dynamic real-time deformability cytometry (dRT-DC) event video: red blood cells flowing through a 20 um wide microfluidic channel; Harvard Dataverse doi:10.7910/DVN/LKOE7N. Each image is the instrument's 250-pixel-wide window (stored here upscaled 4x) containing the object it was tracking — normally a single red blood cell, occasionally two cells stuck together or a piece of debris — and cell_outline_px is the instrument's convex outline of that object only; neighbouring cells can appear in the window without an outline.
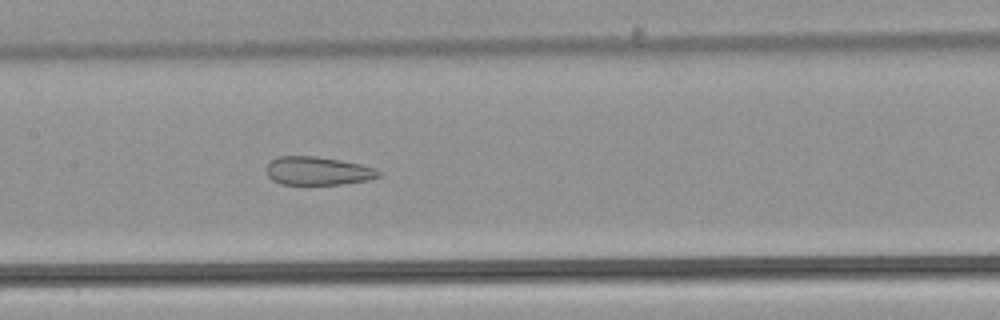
{"species": "common noctule bat (a hibernating species)", "species_latin": "Nyctalus noctula", "temperature_condition": "warm", "stored_images_in_passage": 53, "camera_frame_rate_fps": 3000, "um_per_image_px": 0.085, "animal": {"sex": "male", "body_mass_g": 21.5, "forearm_length_mm": 52.0}, "frame": {"image": 1, "passage_image": 26, "time_ms": 8.333, "image_size_px": [1000, 320], "cell_outline_px": [[380, 176], [368, 180], [340, 184], [280, 184], [272, 180], [268, 176], [264, 168], [272, 160], [280, 156], [316, 156], [340, 160], [360, 164], [372, 168], [380, 172]], "centroid_in_image_um": [26.96, 14.53], "position_along_channel_um": 180.4, "area_um2": 18.44}}
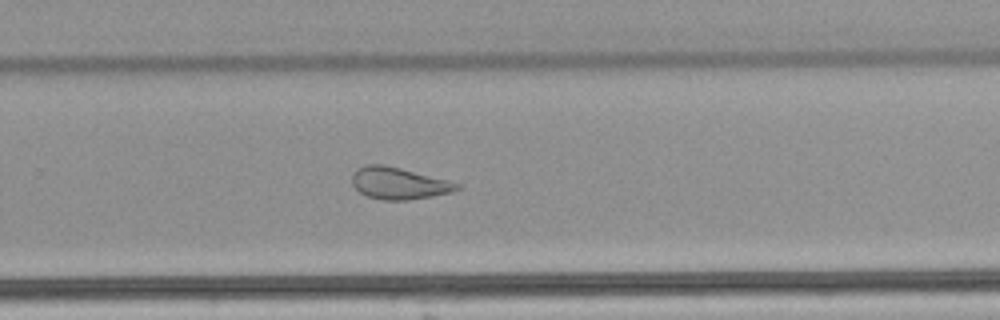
{"frame": {"image": 2, "passage_image": 35, "time_ms": 11.333, "image_size_px": [1000, 320], "cell_outline_px": [[460, 188], [452, 192], [432, 196], [408, 200], [380, 200], [368, 196], [360, 192], [352, 184], [352, 176], [360, 168], [368, 164], [384, 164], [448, 180], [460, 184]], "centroid_in_image_um": [33.91, 15.59], "position_along_channel_um": 295.9, "area_um2": 19.25}}
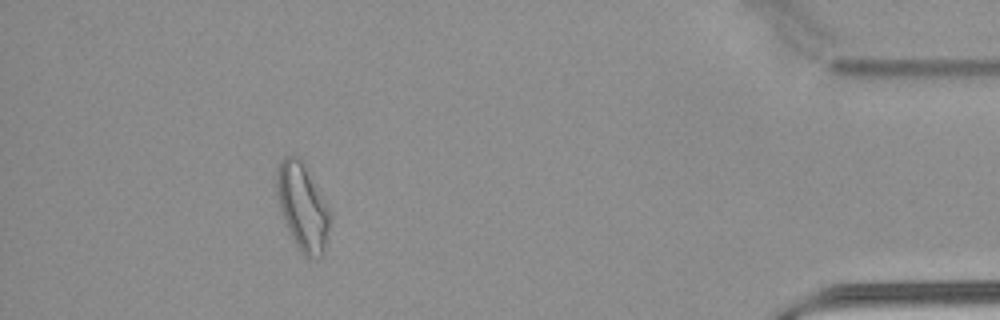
{"frame": {"image": 3, "passage_image": 48, "time_ms": 15.667, "image_size_px": [1000, 320], "cell_outline_px": [[332, 216], [324, 248], [320, 256], [308, 260], [304, 256], [296, 244], [284, 220], [280, 208], [276, 192], [276, 172], [280, 160], [284, 156], [296, 156], [300, 160], [328, 204]], "centroid_in_image_um": [25.72, 17.59], "position_along_channel_um": 409.5, "area_um2": 26.7}, "authors_computed_cell_mechanics": {"area_um2": 25.0274, "velocity_mm_per_s": 3.8651, "shape_relaxation_time_tau1_ms": null, "shape_relaxation_time_tau2_ms": 2.1843, "deformation_change_tau1": null, "deformation_change_tau2": 0.1094}}